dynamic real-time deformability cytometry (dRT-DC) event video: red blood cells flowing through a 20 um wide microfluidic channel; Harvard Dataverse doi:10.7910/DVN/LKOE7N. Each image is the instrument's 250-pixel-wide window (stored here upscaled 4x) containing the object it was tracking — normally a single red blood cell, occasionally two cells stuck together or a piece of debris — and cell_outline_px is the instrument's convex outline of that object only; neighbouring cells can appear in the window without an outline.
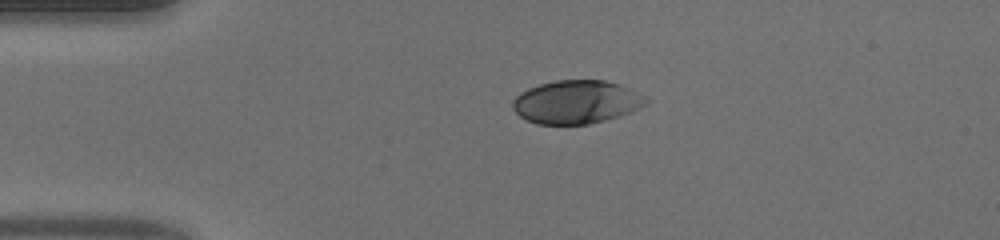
{"species": "human", "species_latin": "Homo sapiens", "temperature_condition": "warm", "stored_images_in_passage": 40, "camera_frame_rate_fps": 3000, "um_per_image_px": 0.085, "donor": {"sex": "male"}, "frame": {"image": 1, "passage_image": 1, "time_ms": 0.0, "image_size_px": [1000, 240], "cell_outline_px": [[648, 104], [632, 112], [604, 120], [588, 124], [536, 124], [520, 116], [512, 108], [512, 104], [516, 96], [520, 92], [528, 88], [540, 84], [556, 80], [604, 80], [620, 84], [644, 96], [648, 100]], "centroid_in_image_um": [49.0, 8.67], "position_along_channel_um": 36.0, "area_um2": 33.58}}
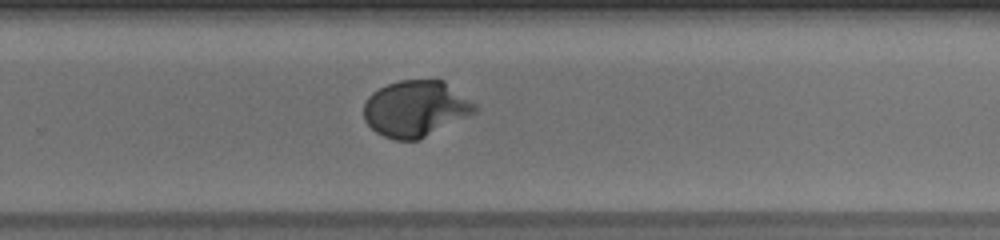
{"frame": {"image": 2, "passage_image": 23, "time_ms": 7.333, "image_size_px": [1000, 240], "cell_outline_px": [[480, 108], [476, 112], [420, 140], [396, 140], [384, 136], [376, 132], [364, 120], [364, 104], [368, 96], [372, 92], [388, 84], [400, 80], [444, 80], [476, 104]], "centroid_in_image_um": [35.34, 9.24], "position_along_channel_um": 294.5, "area_um2": 36.41}}
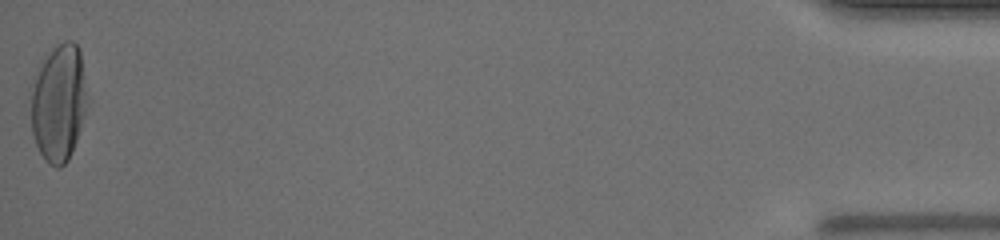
{"frame": {"image": 3, "passage_image": 40, "time_ms": 13.0, "image_size_px": [1000, 240], "cell_outline_px": [[84, 112], [80, 128], [76, 140], [68, 160], [60, 168], [56, 168], [48, 164], [40, 152], [36, 144], [32, 132], [32, 92], [36, 76], [44, 60], [56, 44], [64, 40], [72, 40], [76, 44], [80, 52], [84, 88]], "centroid_in_image_um": [4.96, 8.78], "position_along_channel_um": 430.2, "area_um2": 37.11}, "authors_computed_cell_mechanics": {"area_um2": 35.1424, "velocity_mm_per_s": 4.0833, "shape_relaxation_time_tau1_ms": 3.3647, "shape_relaxation_time_tau2_ms": null, "deformation_change_tau1": 0.2128, "deformation_change_tau2": null}}